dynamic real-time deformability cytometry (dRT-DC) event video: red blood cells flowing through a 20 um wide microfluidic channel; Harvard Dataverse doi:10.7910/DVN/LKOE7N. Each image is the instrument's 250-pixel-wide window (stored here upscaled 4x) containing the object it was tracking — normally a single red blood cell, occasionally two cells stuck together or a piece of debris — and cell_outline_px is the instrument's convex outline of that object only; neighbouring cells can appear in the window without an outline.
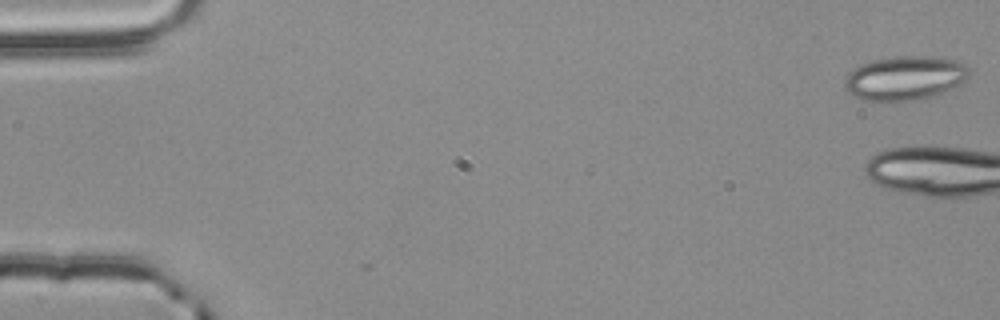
{"species": "common noctule bat (a hibernating species)", "species_latin": "Nyctalus noctula", "temperature_condition": "room temperature", "stored_images_in_passage": 3, "camera_frame_rate_fps": 3000, "um_per_image_px": 0.085, "animal": {"sex": "male", "body_mass_g": 20.4}, "frame": {"image": 1, "passage_image": 3, "time_ms": 0.667, "image_size_px": [1000, 320], "cell_outline_px": [[972, 72], [964, 80], [932, 96], [916, 100], [864, 100], [852, 96], [844, 88], [844, 80], [848, 72], [872, 60], [896, 56], [932, 56], [956, 60], [964, 64]], "centroid_in_image_um": [76.88, 6.62], "position_along_channel_um": 8.1, "area_um2": 31.62}}